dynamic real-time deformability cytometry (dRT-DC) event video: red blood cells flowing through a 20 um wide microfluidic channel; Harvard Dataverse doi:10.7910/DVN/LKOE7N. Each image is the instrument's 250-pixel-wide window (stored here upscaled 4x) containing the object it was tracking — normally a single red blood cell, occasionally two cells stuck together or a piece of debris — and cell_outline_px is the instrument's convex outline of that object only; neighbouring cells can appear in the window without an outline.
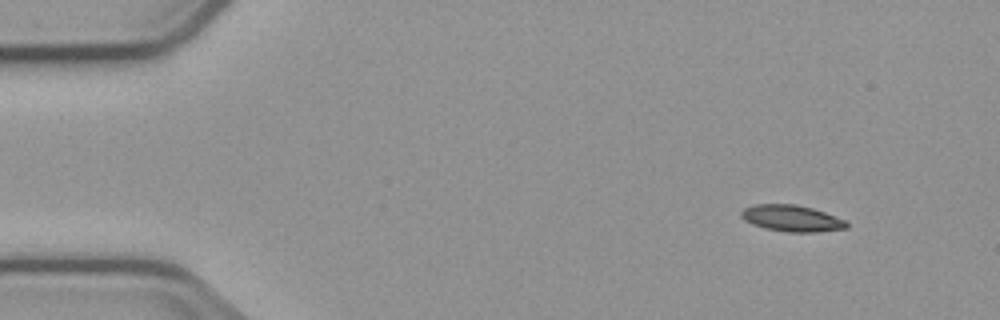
{"species": "common noctule bat (a hibernating species)", "species_latin": "Nyctalus noctula", "temperature_condition": "cold", "stored_images_in_passage": 4, "camera_frame_rate_fps": 3000, "um_per_image_px": 0.085, "animal": {"sex": "male", "body_mass_g": 23.1, "forearm_length_mm": 52.7}, "frame": {"image": 1, "passage_image": 1, "time_ms": 0.0, "image_size_px": [1000, 320], "cell_outline_px": [[848, 228], [816, 232], [788, 232], [764, 228], [752, 224], [744, 220], [740, 216], [740, 212], [744, 208], [752, 204], [796, 204], [812, 208], [824, 212], [844, 220], [848, 224]], "centroid_in_image_um": [67.25, 18.55], "position_along_channel_um": 17.7, "area_um2": 16.24}}